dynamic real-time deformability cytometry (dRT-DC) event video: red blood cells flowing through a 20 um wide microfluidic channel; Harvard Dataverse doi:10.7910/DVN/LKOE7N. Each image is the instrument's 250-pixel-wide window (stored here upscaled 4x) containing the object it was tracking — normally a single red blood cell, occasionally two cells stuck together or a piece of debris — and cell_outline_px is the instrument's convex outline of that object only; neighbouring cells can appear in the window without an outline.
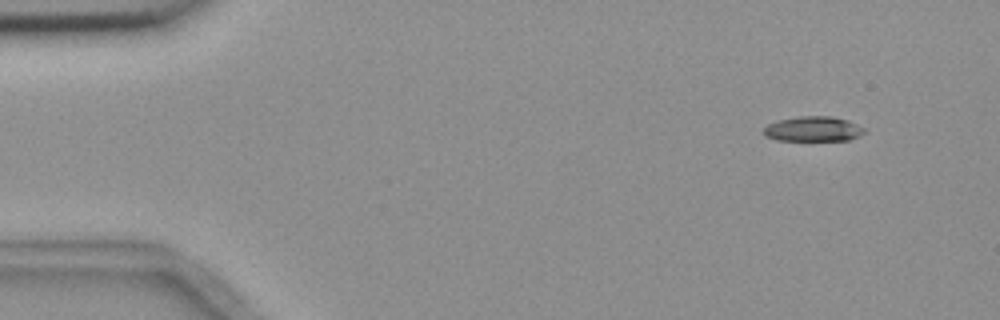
{"species": "common noctule bat (a hibernating species)", "species_latin": "Nyctalus noctula", "temperature_condition": "room temperature", "stored_images_in_passage": 4, "camera_frame_rate_fps": 3000, "um_per_image_px": 0.085, "animal": {"sex": "female", "body_mass_g": 18.4}, "frame": {"image": 1, "passage_image": 1, "time_ms": 0.0, "image_size_px": [1000, 320], "cell_outline_px": [[864, 132], [860, 136], [848, 140], [776, 140], [764, 136], [760, 132], [768, 124], [776, 120], [800, 116], [832, 116], [848, 120], [864, 128]], "centroid_in_image_um": [69.07, 10.96], "position_along_channel_um": 15.9, "area_um2": 14.8}}